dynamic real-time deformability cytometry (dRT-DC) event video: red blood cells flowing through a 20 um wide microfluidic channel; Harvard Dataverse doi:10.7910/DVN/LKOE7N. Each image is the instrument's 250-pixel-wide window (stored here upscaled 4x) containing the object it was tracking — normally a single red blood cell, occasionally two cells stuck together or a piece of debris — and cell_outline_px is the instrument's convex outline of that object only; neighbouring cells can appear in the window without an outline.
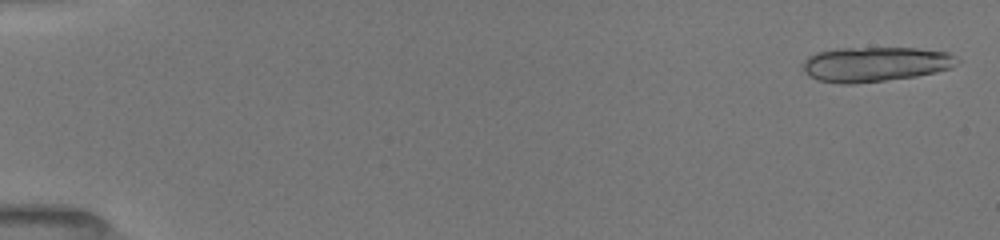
{"species": "common noctule bat (a hibernating species)", "species_latin": "Nyctalus noctula", "temperature_condition": "room temperature", "stored_images_in_passage": 20, "camera_frame_rate_fps": 3000, "um_per_image_px": 0.085, "animal": {"sex": "female", "body_mass_g": 19.5, "forearm_length_mm": 54.1}, "frame": {"image": 1, "passage_image": 2, "time_ms": 0.333, "image_size_px": [1000, 240], "cell_outline_px": [[960, 60], [952, 68], [936, 72], [916, 76], [852, 84], [840, 84], [816, 80], [808, 76], [804, 72], [804, 60], [808, 56], [816, 52], [836, 48], [916, 48], [948, 52]], "centroid_in_image_um": [74.37, 5.45], "position_along_channel_um": 10.6, "area_um2": 31.44}}